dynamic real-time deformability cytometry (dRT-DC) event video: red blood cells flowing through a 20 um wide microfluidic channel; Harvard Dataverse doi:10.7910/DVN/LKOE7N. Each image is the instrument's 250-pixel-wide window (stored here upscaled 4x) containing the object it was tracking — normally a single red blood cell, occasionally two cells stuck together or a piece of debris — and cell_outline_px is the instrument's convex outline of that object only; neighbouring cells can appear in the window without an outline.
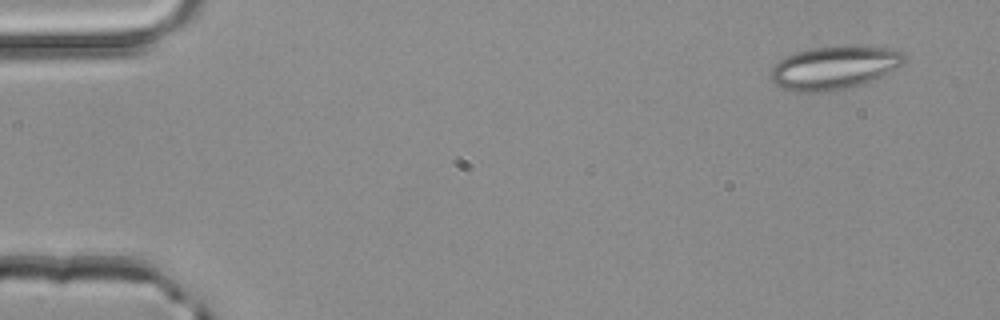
{"species": "common noctule bat (a hibernating species)", "species_latin": "Nyctalus noctula", "temperature_condition": "room temperature", "stored_images_in_passage": 4, "camera_frame_rate_fps": 3000, "um_per_image_px": 0.085, "animal": {"sex": "male", "body_mass_g": 20.4}, "frame": {"image": 1, "passage_image": 1, "time_ms": 0.0, "image_size_px": [1000, 320], "cell_outline_px": [[908, 60], [904, 64], [872, 80], [852, 88], [824, 92], [796, 92], [784, 88], [776, 84], [772, 80], [772, 68], [784, 56], [796, 52], [812, 48], [848, 44], [896, 48], [908, 56]], "centroid_in_image_um": [70.99, 5.72], "position_along_channel_um": 14.0, "area_um2": 34.28}}